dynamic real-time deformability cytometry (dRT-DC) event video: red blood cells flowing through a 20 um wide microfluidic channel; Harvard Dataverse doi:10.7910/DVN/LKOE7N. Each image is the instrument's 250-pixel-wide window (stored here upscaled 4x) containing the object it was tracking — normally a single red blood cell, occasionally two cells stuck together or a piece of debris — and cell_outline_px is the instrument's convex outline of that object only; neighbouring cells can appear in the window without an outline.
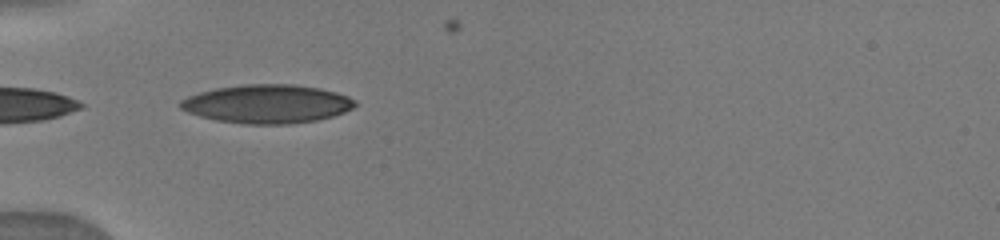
{"species": "human", "species_latin": "Homo sapiens", "temperature_condition": "warm", "stored_images_in_passage": 5, "camera_frame_rate_fps": 3000, "um_per_image_px": 0.085, "donor": {"sex": "male"}, "frame": {"image": 1, "passage_image": 2, "time_ms": 0.333, "image_size_px": [1000, 240], "cell_outline_px": [[356, 104], [352, 108], [344, 112], [332, 116], [316, 120], [288, 124], [244, 124], [216, 120], [200, 116], [188, 112], [180, 108], [180, 100], [188, 96], [200, 92], [216, 88], [244, 84], [292, 84], [320, 88], [336, 92], [348, 96], [356, 100]], "centroid_in_image_um": [22.71, 8.83], "position_along_channel_um": 62.3, "area_um2": 39.25}}
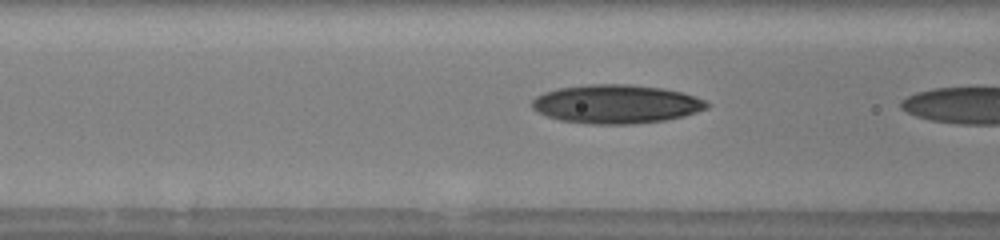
{"frame": {"image": 2, "passage_image": 4, "time_ms": 1.0, "image_size_px": [1000, 240], "cell_outline_px": [[708, 108], [684, 116], [664, 120], [632, 124], [592, 124], [560, 120], [548, 116], [532, 108], [532, 100], [536, 96], [544, 92], [556, 88], [588, 84], [632, 84], [664, 88], [680, 92], [704, 100], [708, 104]], "centroid_in_image_um": [52.35, 8.83], "position_along_channel_um": 114.2, "area_um2": 39.36}}